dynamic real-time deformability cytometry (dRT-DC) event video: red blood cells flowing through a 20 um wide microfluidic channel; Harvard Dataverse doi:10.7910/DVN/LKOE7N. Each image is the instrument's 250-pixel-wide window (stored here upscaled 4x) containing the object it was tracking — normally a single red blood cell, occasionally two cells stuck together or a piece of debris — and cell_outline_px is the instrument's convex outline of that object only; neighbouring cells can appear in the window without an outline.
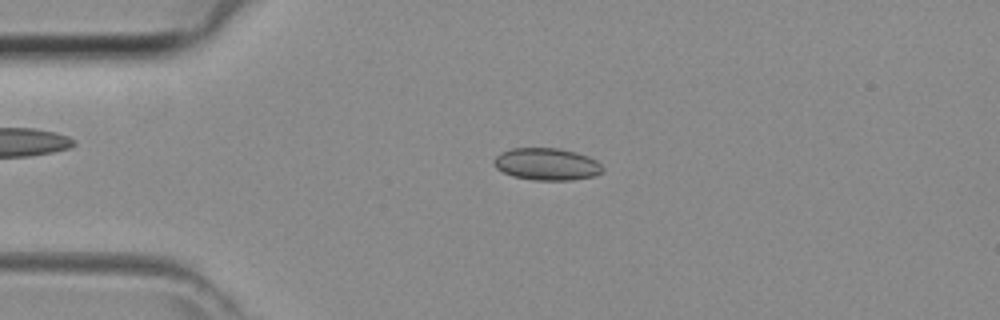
{"species": "common noctule bat (a hibernating species)", "species_latin": "Nyctalus noctula", "temperature_condition": "room temperature", "stored_images_in_passage": 39, "camera_frame_rate_fps": 3000, "um_per_image_px": 0.085, "animal": {"sex": "female", "body_mass_g": 29.2, "forearm_length_mm": 56.3}, "frame": {"image": 1, "passage_image": 5, "time_ms": 1.333, "image_size_px": [1000, 320], "cell_outline_px": [[604, 172], [592, 176], [572, 180], [532, 180], [512, 176], [496, 168], [492, 164], [492, 160], [500, 152], [512, 148], [560, 148], [588, 156], [596, 160], [604, 168]], "centroid_in_image_um": [46.45, 13.95], "position_along_channel_um": 38.6, "area_um2": 20.52}}
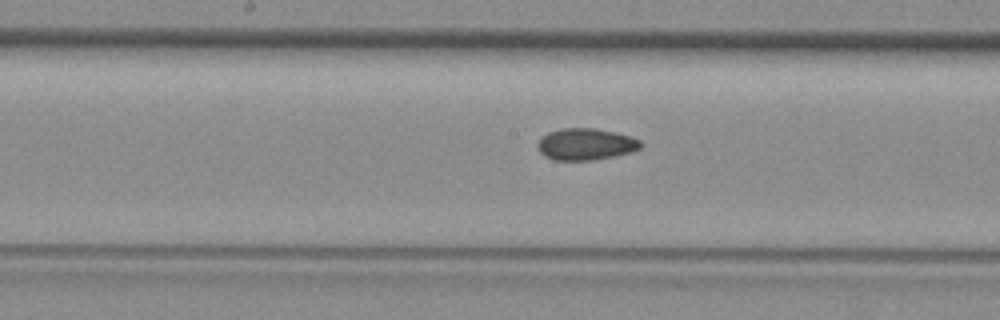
{"frame": {"image": 2, "passage_image": 17, "time_ms": 5.333, "image_size_px": [1000, 320], "cell_outline_px": [[644, 144], [640, 148], [632, 152], [592, 160], [552, 160], [544, 156], [536, 148], [536, 144], [548, 132], [564, 128], [596, 128], [616, 132], [632, 136], [640, 140]], "centroid_in_image_um": [49.8, 12.25], "position_along_channel_um": 198.4, "area_um2": 19.19}}
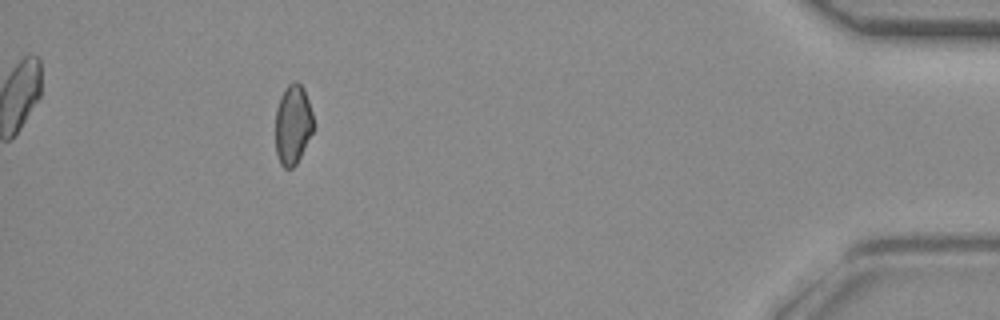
{"frame": {"image": 3, "passage_image": 35, "time_ms": 11.333, "image_size_px": [1000, 320], "cell_outline_px": [[316, 124], [296, 164], [292, 168], [284, 168], [280, 164], [276, 152], [276, 108], [280, 96], [288, 84], [296, 80], [304, 88]], "centroid_in_image_um": [24.9, 10.57], "position_along_channel_um": 410.3, "area_um2": 17.74}}